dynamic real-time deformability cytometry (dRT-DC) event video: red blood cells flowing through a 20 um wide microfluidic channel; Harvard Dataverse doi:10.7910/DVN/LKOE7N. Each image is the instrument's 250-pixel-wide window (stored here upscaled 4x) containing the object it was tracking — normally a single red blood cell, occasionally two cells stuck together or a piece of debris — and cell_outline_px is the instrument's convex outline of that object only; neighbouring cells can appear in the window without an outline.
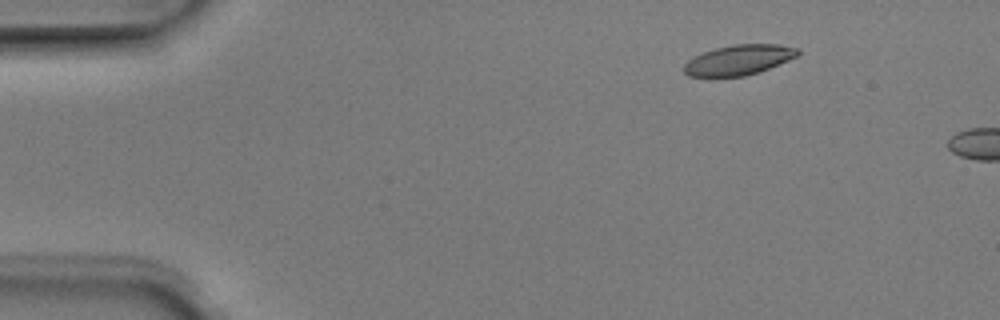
{"species": "Egyptian fruit bat (a non-hibernating species)", "species_latin": "Rousettus aegyptiacus", "temperature_condition": "room temperature", "stored_images_in_passage": 3, "camera_frame_rate_fps": 3000, "um_per_image_px": 0.085, "animal": {"sex": "male"}, "frame": {"image": 1, "passage_image": 2, "time_ms": 0.333, "image_size_px": [1000, 320], "cell_outline_px": [[800, 52], [796, 56], [788, 60], [760, 72], [744, 76], [688, 76], [684, 72], [684, 64], [692, 56], [716, 48], [732, 44], [780, 44], [800, 48]], "centroid_in_image_um": [62.81, 5.08], "position_along_channel_um": 22.2, "area_um2": 20.0}}